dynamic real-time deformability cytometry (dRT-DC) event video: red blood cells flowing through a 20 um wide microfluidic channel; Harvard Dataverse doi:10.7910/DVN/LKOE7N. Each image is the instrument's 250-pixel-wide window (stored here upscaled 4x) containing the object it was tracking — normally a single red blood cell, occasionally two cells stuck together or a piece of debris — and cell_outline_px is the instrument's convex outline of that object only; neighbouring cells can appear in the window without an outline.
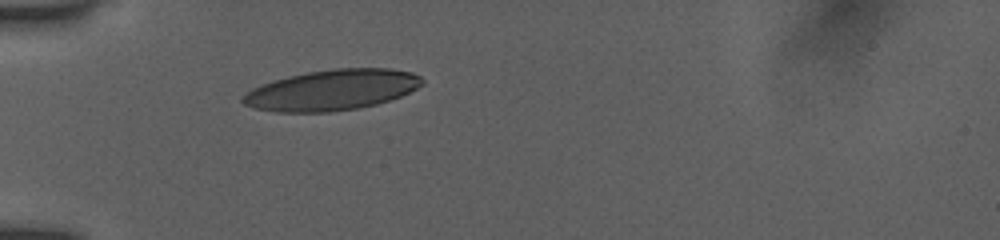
{"species": "human", "species_latin": "Homo sapiens", "temperature_condition": "room temperature", "stored_images_in_passage": 31, "camera_frame_rate_fps": 3000, "um_per_image_px": 0.085, "donor": {"sex": "female"}, "frame": {"image": 1, "passage_image": 1, "time_ms": 0.0, "image_size_px": [1000, 240], "cell_outline_px": [[424, 84], [400, 96], [376, 104], [356, 108], [328, 112], [276, 112], [256, 108], [244, 104], [240, 100], [252, 88], [272, 80], [288, 76], [308, 72], [332, 68], [392, 68], [412, 72], [420, 76], [424, 80]], "centroid_in_image_um": [28.23, 7.64], "position_along_channel_um": 56.8, "area_um2": 42.37}}
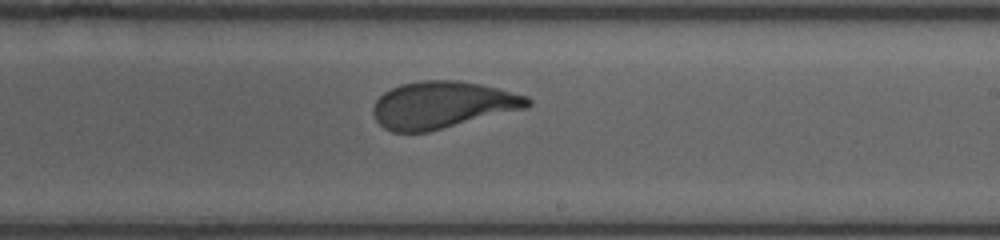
{"frame": {"image": 2, "passage_image": 17, "time_ms": 5.333, "image_size_px": [1000, 240], "cell_outline_px": [[532, 104], [528, 108], [428, 132], [392, 132], [384, 128], [376, 120], [372, 112], [372, 108], [376, 100], [384, 92], [400, 84], [420, 80], [456, 80], [480, 84], [528, 96], [532, 100]], "centroid_in_image_um": [37.61, 8.92], "position_along_channel_um": 251.4, "area_um2": 42.48}}
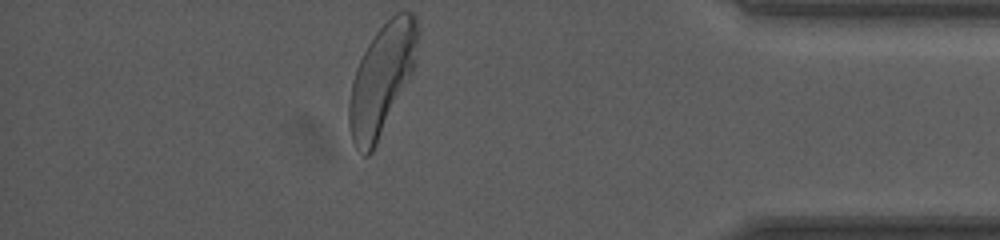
{"frame": {"image": 3, "passage_image": 31, "time_ms": 10.0, "image_size_px": [1000, 240], "cell_outline_px": [[420, 32], [416, 60], [412, 72], [372, 152], [368, 156], [364, 156], [356, 148], [352, 140], [348, 124], [348, 104], [352, 80], [356, 68], [368, 44], [376, 32], [396, 12], [412, 12], [416, 16], [420, 28]], "centroid_in_image_um": [32.45, 6.7], "position_along_channel_um": 402.7, "area_um2": 43.87}, "authors_computed_cell_mechanics": {"area_um2": 42.6564, "velocity_mm_per_s": 3.8975, "shape_relaxation_time_tau1_ms": 3.8869, "shape_relaxation_time_tau2_ms": 0.7159, "deformation_change_tau1": 0.1738, "deformation_change_tau2": 0.0789}}